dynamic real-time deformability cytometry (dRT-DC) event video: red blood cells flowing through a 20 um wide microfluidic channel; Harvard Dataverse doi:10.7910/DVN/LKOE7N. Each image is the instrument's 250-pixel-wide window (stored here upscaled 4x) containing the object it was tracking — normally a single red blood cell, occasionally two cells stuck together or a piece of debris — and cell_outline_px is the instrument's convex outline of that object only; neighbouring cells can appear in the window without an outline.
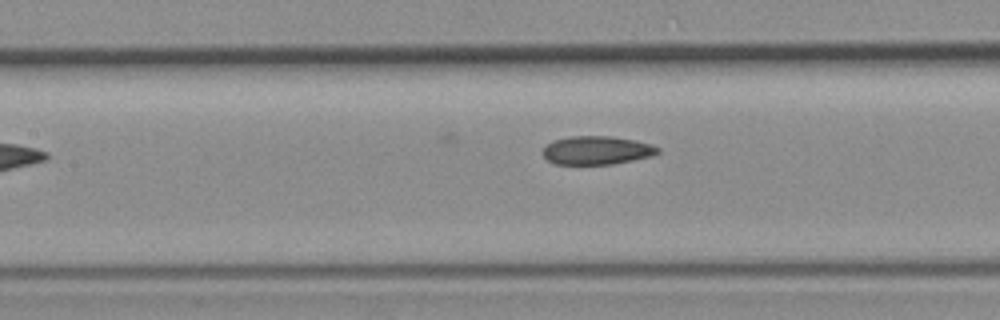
{"species": "common noctule bat (a hibernating species)", "species_latin": "Nyctalus noctula", "temperature_condition": "room temperature", "stored_images_in_passage": 8, "camera_frame_rate_fps": 3000, "um_per_image_px": 0.085, "animal": {"sex": "female", "body_mass_g": 19.3, "forearm_length_mm": 54.1}, "frame": {"image": 1, "passage_image": 6, "time_ms": 1.667, "image_size_px": [1000, 320], "cell_outline_px": [[660, 152], [652, 156], [612, 164], [556, 164], [548, 160], [540, 152], [552, 140], [572, 136], [612, 136], [636, 140], [652, 144], [660, 148]], "centroid_in_image_um": [50.74, 12.77], "position_along_channel_um": 156.7, "area_um2": 19.19}}
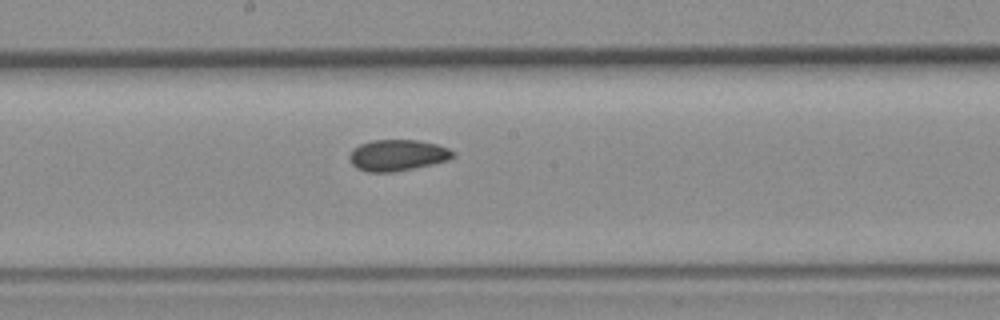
{"frame": {"image": 2, "passage_image": 8, "time_ms": 2.333, "image_size_px": [1000, 320], "cell_outline_px": [[456, 156], [448, 160], [432, 164], [392, 172], [368, 172], [356, 168], [352, 164], [348, 156], [352, 148], [360, 144], [372, 140], [416, 140], [436, 144], [448, 148], [456, 152]], "centroid_in_image_um": [33.77, 13.19], "position_along_channel_um": 214.4, "area_um2": 18.9}}